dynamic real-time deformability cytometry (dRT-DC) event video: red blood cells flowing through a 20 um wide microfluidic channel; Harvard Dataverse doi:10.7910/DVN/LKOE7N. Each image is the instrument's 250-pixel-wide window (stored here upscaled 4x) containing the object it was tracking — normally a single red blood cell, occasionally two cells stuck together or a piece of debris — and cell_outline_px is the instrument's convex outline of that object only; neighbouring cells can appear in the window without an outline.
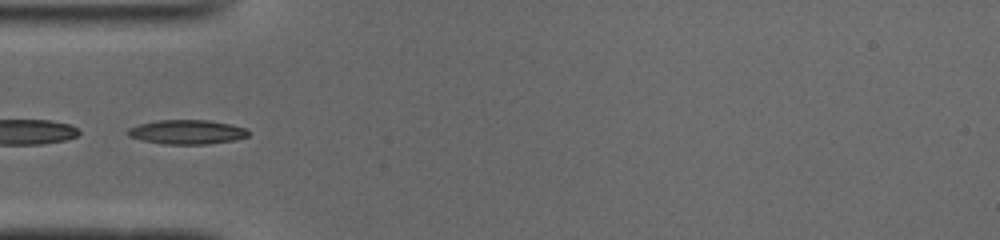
{"species": "common noctule bat (a hibernating species)", "species_latin": "Nyctalus noctula", "temperature_condition": "cold", "stored_images_in_passage": 49, "camera_frame_rate_fps": 3000, "um_per_image_px": 0.085, "animal": {"sex": "male", "body_mass_g": 19.0, "forearm_length_mm": 50.8}, "frame": {"image": 1, "passage_image": 15, "time_ms": 4.667, "image_size_px": [1000, 240], "cell_outline_px": [[248, 136], [232, 140], [208, 144], [164, 144], [140, 140], [128, 136], [124, 132], [128, 128], [140, 124], [156, 120], [208, 120], [232, 124], [248, 128]], "centroid_in_image_um": [15.86, 11.21], "position_along_channel_um": 69.1, "area_um2": 17.22}, "authors_computed_cell_mechanics": {"area_um2": 16.5886, "velocity_mm_per_s": 3.9307, "shape_relaxation_time_tau1_ms": 9.0475, "shape_relaxation_time_tau2_ms": 2.236, "deformation_change_tau1": 0.259, "deformation_change_tau2": 0.0811}}